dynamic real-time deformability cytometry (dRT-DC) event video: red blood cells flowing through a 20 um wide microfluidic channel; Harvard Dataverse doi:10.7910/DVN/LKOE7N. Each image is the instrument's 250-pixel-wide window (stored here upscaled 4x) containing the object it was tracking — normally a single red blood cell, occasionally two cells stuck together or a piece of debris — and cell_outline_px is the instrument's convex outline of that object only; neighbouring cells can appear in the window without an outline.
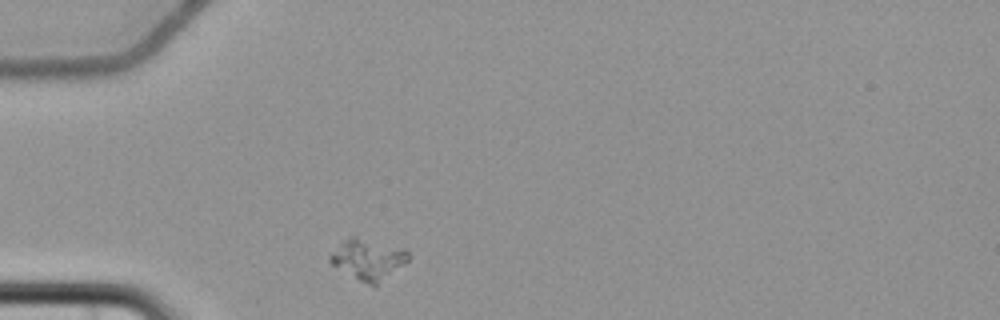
{"species": "common noctule bat (a hibernating species)", "species_latin": "Nyctalus noctula", "temperature_condition": "cold", "stored_images_in_passage": 3, "camera_frame_rate_fps": 3000, "um_per_image_px": 0.085, "animal": {"sex": "female", "body_mass_g": 22.7, "forearm_length_mm": 54.2}, "frame": {"image": 1, "passage_image": 1, "time_ms": 0.0, "image_size_px": [1000, 320], "cell_outline_px": [[408, 260], [376, 284], [368, 284], [360, 280], [332, 264], [328, 260], [328, 256], [348, 236], [356, 236], [404, 248], [408, 252]], "centroid_in_image_um": [31.26, 21.99], "position_along_channel_um": 53.7, "area_um2": 17.86}}
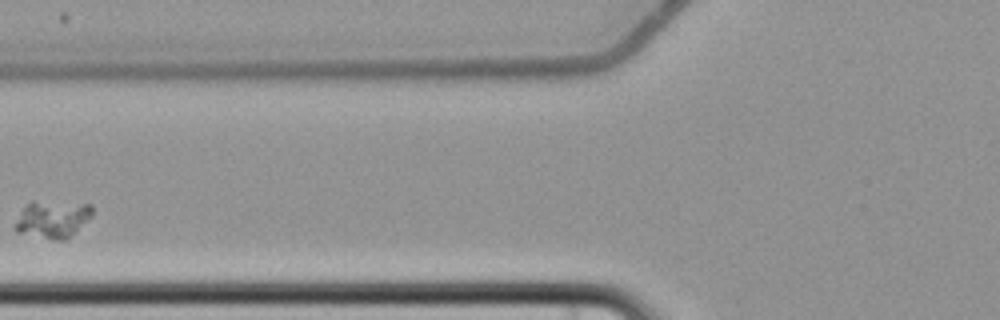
{"frame": {"image": 2, "passage_image": 3, "time_ms": 2.333, "image_size_px": [1000, 320], "cell_outline_px": [[92, 216], [68, 240], [52, 240], [16, 232], [16, 224], [24, 208], [32, 200], [92, 204]], "centroid_in_image_um": [4.53, 18.64], "position_along_channel_um": 121.3, "area_um2": 16.82}}